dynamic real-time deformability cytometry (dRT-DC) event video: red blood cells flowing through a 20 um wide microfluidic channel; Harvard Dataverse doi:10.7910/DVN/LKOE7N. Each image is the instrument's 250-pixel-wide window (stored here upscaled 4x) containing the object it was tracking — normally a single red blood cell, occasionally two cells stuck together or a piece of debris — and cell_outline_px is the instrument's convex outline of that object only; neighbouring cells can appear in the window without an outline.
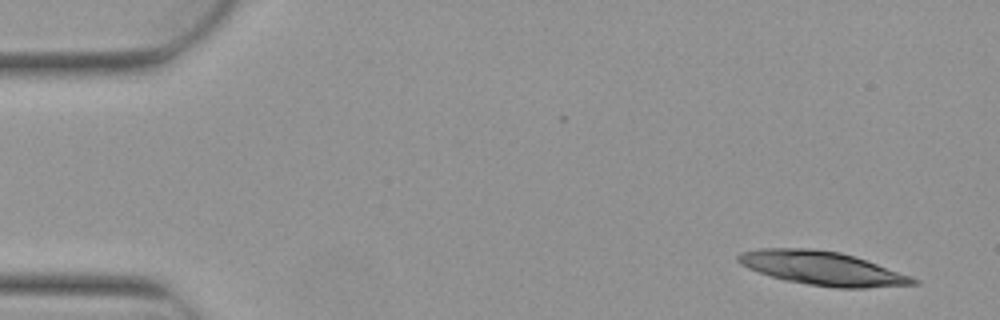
{"species": "Egyptian fruit bat (a non-hibernating species)", "species_latin": "Rousettus aegyptiacus", "temperature_condition": "warm", "stored_images_in_passage": 4, "camera_frame_rate_fps": 3000, "um_per_image_px": 0.085, "animal": {"sex": "female"}, "frame": {"image": 1, "passage_image": 1, "time_ms": 0.0, "image_size_px": [1000, 320], "cell_outline_px": [[920, 284], [868, 288], [836, 288], [808, 284], [784, 280], [748, 268], [740, 264], [736, 260], [736, 256], [740, 252], [760, 248], [812, 248], [840, 252], [912, 276], [920, 280]], "centroid_in_image_um": [69.89, 22.81], "position_along_channel_um": 15.1, "area_um2": 34.39}}
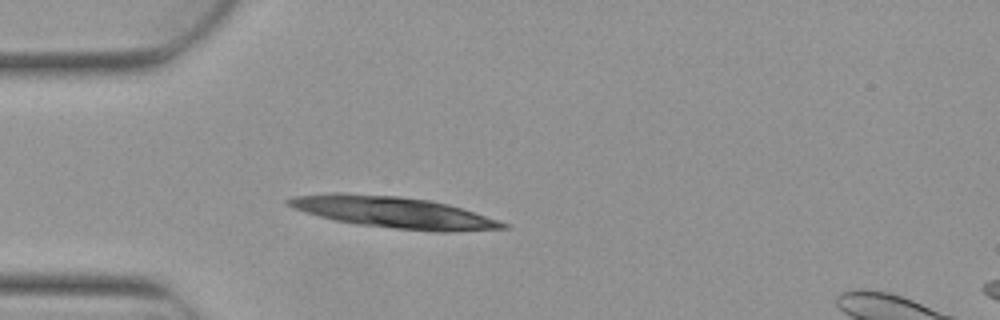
{"frame": {"image": 2, "passage_image": 4, "time_ms": 1.0, "image_size_px": [1000, 320], "cell_outline_px": [[512, 228], [452, 232], [432, 232], [356, 224], [336, 220], [304, 212], [292, 208], [284, 204], [284, 200], [292, 196], [332, 192], [344, 192], [400, 196], [428, 200], [448, 204], [508, 224]], "centroid_in_image_um": [33.38, 18.04], "position_along_channel_um": 51.6, "area_um2": 39.36}}